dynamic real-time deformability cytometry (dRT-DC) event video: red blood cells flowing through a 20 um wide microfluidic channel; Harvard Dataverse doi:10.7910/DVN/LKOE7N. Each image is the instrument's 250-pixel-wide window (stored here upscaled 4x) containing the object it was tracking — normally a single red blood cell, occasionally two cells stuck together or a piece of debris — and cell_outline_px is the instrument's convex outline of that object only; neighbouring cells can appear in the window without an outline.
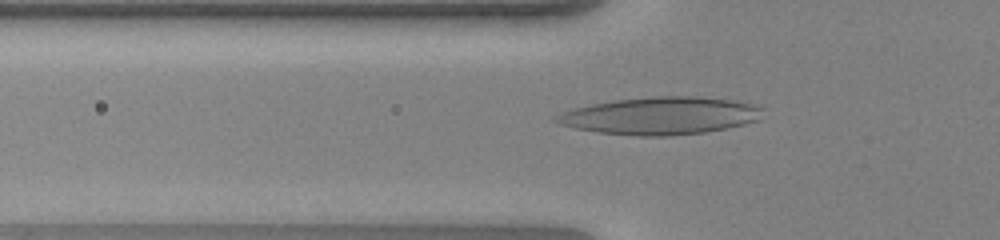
{"species": "human", "species_latin": "Homo sapiens", "temperature_condition": "warm", "stored_images_in_passage": 46, "camera_frame_rate_fps": 3000, "um_per_image_px": 0.085, "donor": {"sex": "female"}, "frame": {"image": 1, "passage_image": 12, "time_ms": 3.667, "image_size_px": [1000, 240], "cell_outline_px": [[764, 108], [760, 120], [744, 124], [704, 132], [668, 136], [636, 136], [600, 132], [576, 128], [560, 124], [552, 120], [552, 116], [560, 112], [572, 108], [592, 104], [616, 100], [652, 96], [700, 96], [736, 100], [752, 104]], "centroid_in_image_um": [56.13, 9.83], "position_along_channel_um": 69.7, "area_um2": 45.32}}
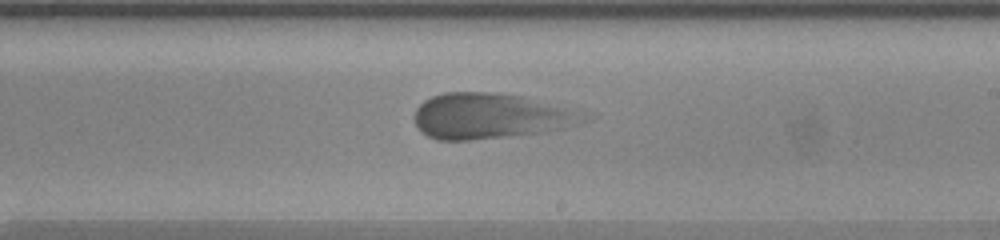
{"frame": {"image": 2, "passage_image": 26, "time_ms": 8.333, "image_size_px": [1000, 240], "cell_outline_px": [[596, 116], [580, 124], [548, 132], [468, 140], [436, 140], [420, 132], [416, 124], [416, 108], [424, 100], [432, 96], [444, 92], [496, 92], [524, 96], [596, 112]], "centroid_in_image_um": [41.88, 9.85], "position_along_channel_um": 247.1, "area_um2": 46.36}}
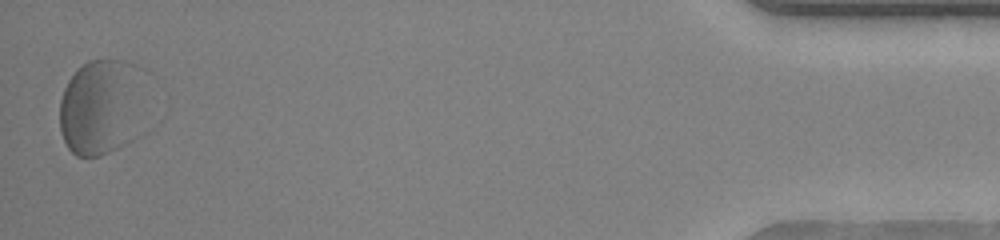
{"frame": {"image": 3, "passage_image": 46, "time_ms": 15.0, "image_size_px": [1000, 240], "cell_outline_px": [[144, 132], [140, 136], [100, 156], [76, 156], [68, 148], [60, 132], [60, 100], [64, 88], [68, 80], [88, 60], [124, 60], [132, 64]], "centroid_in_image_um": [8.53, 9.2], "position_along_channel_um": 426.7, "area_um2": 47.05}}